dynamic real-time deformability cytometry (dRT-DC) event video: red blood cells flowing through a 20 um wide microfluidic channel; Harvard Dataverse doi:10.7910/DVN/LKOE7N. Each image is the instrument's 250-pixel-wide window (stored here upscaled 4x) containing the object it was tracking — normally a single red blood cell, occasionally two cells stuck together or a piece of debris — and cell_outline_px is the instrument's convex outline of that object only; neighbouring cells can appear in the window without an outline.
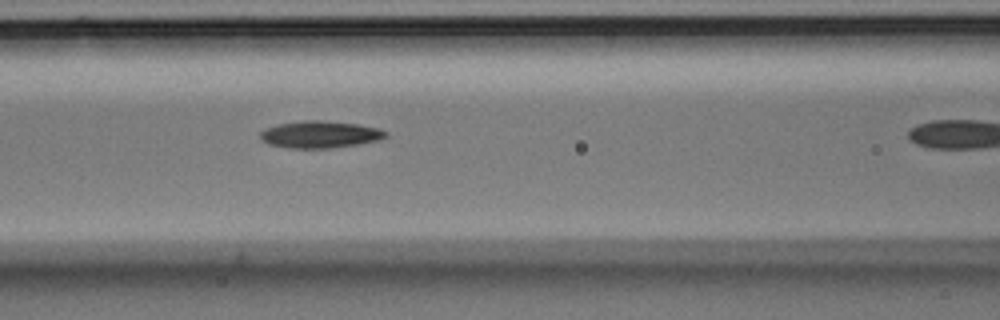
{"species": "Egyptian fruit bat (a non-hibernating species)", "species_latin": "Rousettus aegyptiacus", "temperature_condition": "room temperature", "stored_images_in_passage": 8, "segment_of_instrument_passage": [1, 2], "camera_frame_rate_fps": 3000, "um_per_image_px": 0.085, "animal": {"sex": "male"}, "frame": {"image": 1, "passage_image": 7, "time_ms": 2.0, "image_size_px": [1000, 320], "cell_outline_px": [[388, 136], [380, 140], [332, 148], [288, 148], [268, 144], [260, 140], [260, 132], [264, 128], [276, 124], [304, 120], [320, 120], [360, 124], [380, 128], [388, 132]], "centroid_in_image_um": [27.19, 11.42], "position_along_channel_um": 139.4, "area_um2": 20.06}}